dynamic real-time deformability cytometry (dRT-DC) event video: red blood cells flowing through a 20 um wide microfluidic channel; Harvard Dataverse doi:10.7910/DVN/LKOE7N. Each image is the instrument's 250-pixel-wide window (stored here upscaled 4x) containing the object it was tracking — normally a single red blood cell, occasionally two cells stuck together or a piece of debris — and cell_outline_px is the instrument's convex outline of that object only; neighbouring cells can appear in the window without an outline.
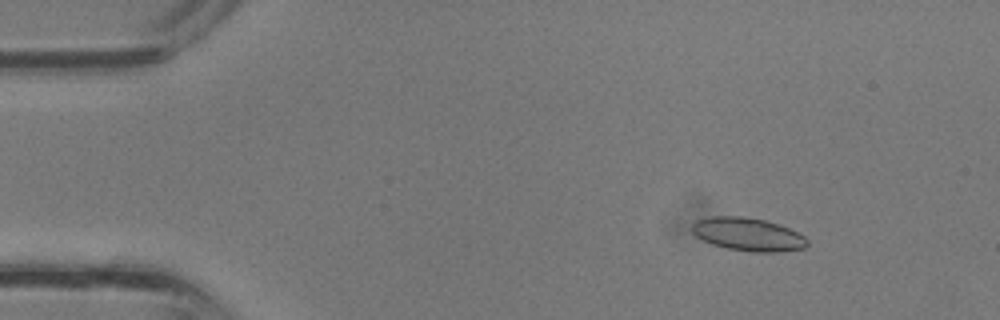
{"species": "common noctule bat (a hibernating species)", "species_latin": "Nyctalus noctula", "temperature_condition": "room temperature", "stored_images_in_passage": 34, "camera_frame_rate_fps": 3000, "um_per_image_px": 0.085, "animal": {"sex": "male", "body_mass_g": 13.3}, "frame": {"image": 1, "passage_image": 2, "time_ms": 0.333, "image_size_px": [1000, 320], "cell_outline_px": [[808, 244], [804, 248], [776, 252], [752, 252], [728, 248], [712, 244], [696, 236], [692, 232], [692, 224], [696, 220], [708, 216], [744, 216], [764, 220], [780, 224], [804, 236], [808, 240]], "centroid_in_image_um": [63.56, 19.91], "position_along_channel_um": 21.4, "area_um2": 22.25}}
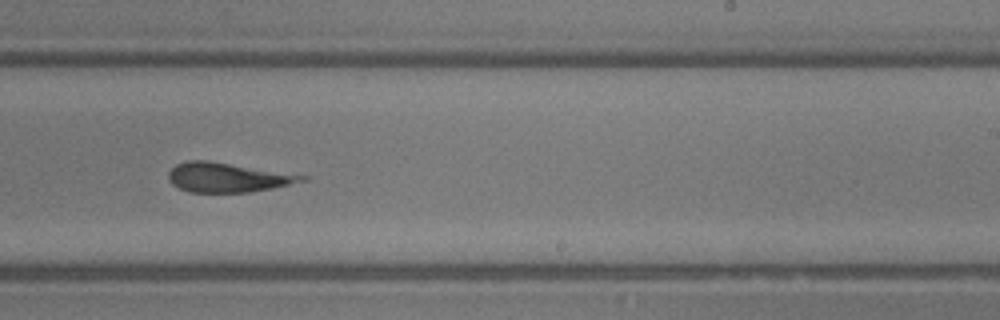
{"frame": {"image": 2, "passage_image": 20, "time_ms": 6.333, "image_size_px": [1000, 320], "cell_outline_px": [[308, 180], [272, 188], [248, 192], [188, 192], [172, 184], [168, 180], [168, 172], [176, 164], [188, 160], [208, 160], [308, 176]], "centroid_in_image_um": [19.31, 15.08], "position_along_channel_um": 269.7, "area_um2": 22.77}}
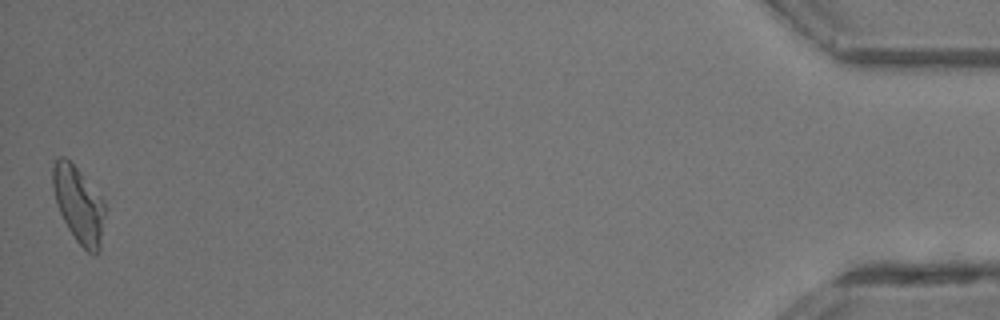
{"frame": {"image": 3, "passage_image": 34, "time_ms": 11.0, "image_size_px": [1000, 320], "cell_outline_px": [[104, 216], [100, 248], [96, 256], [88, 252], [76, 240], [68, 228], [56, 204], [52, 184], [52, 168], [56, 160], [60, 156], [64, 156], [80, 172], [104, 200]], "centroid_in_image_um": [6.68, 17.4], "position_along_channel_um": 428.5, "area_um2": 22.83}}